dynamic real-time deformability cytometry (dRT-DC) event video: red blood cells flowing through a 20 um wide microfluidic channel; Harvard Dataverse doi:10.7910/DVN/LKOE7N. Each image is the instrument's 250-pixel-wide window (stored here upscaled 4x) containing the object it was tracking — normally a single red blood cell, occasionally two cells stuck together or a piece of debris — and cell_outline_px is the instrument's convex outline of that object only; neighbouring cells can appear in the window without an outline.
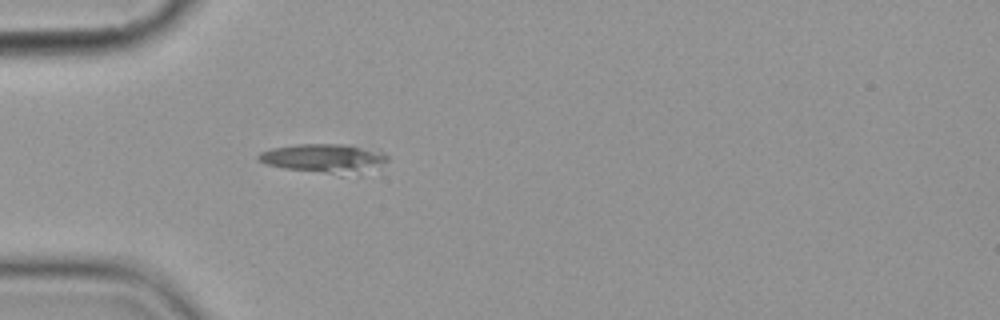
{"species": "common noctule bat (a hibernating species)", "species_latin": "Nyctalus noctula", "temperature_condition": "cold", "stored_images_in_passage": 2, "camera_frame_rate_fps": 3000, "um_per_image_px": 0.085, "animal": {"sex": "female", "body_mass_g": 19.9}, "frame": {"image": 1, "passage_image": 2, "time_ms": 1.333, "image_size_px": [1000, 320], "cell_outline_px": [[388, 160], [356, 168], [332, 172], [324, 172], [284, 168], [264, 164], [256, 160], [256, 156], [260, 152], [272, 148], [296, 144], [340, 144], [384, 152], [388, 156]], "centroid_in_image_um": [27.24, 13.37], "position_along_channel_um": 57.8, "area_um2": 19.77}}